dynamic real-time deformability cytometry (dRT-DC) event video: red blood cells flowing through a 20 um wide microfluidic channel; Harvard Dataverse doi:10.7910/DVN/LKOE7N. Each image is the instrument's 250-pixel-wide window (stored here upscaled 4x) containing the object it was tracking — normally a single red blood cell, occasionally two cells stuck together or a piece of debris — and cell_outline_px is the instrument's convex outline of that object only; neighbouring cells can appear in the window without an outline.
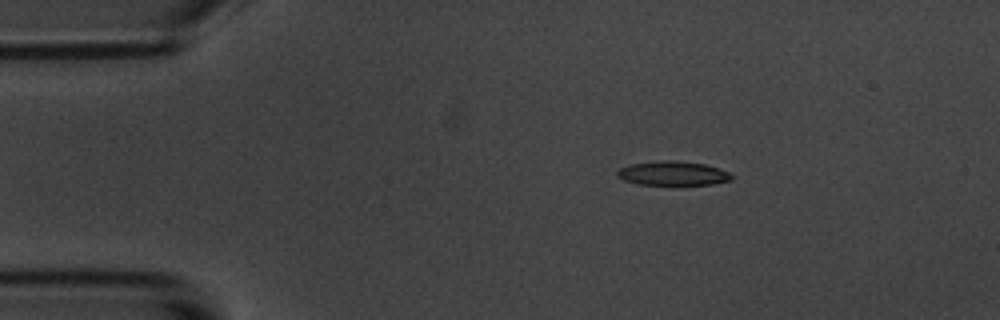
{"species": "common noctule bat (a hibernating species)", "species_latin": "Nyctalus noctula", "temperature_condition": "room temperature", "stored_images_in_passage": 4, "segment_of_instrument_passage": [1, 2], "camera_frame_rate_fps": 3000, "um_per_image_px": 0.085, "animal": {"sex": "male", "body_mass_g": 20.1, "forearm_length_mm": 53.5}, "frame": {"image": 1, "passage_image": 2, "time_ms": 1.333, "image_size_px": [1000, 320], "cell_outline_px": [[732, 180], [712, 184], [636, 184], [624, 180], [616, 176], [616, 172], [620, 168], [628, 164], [664, 160], [668, 160], [704, 164], [720, 168], [728, 172], [732, 176]], "centroid_in_image_um": [57.16, 14.73], "position_along_channel_um": 27.8, "area_um2": 15.95}}